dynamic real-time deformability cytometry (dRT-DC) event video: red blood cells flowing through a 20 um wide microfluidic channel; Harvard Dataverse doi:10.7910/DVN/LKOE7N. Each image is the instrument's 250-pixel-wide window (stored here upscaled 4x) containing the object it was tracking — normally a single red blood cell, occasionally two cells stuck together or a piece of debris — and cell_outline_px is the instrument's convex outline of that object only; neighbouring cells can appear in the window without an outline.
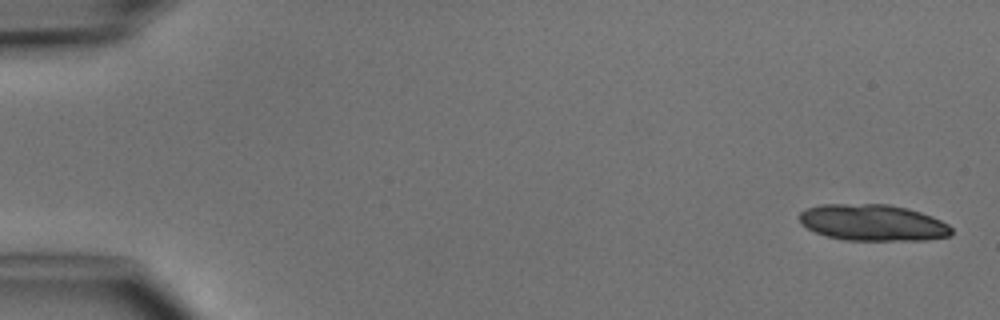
{"species": "common noctule bat (a hibernating species)", "species_latin": "Nyctalus noctula", "temperature_condition": "cold", "stored_images_in_passage": 6, "camera_frame_rate_fps": 3000, "um_per_image_px": 0.085, "animal": {"sex": "male", "body_mass_g": 15.6}, "frame": {"image": 1, "passage_image": 1, "time_ms": 0.0, "image_size_px": [1000, 320], "cell_outline_px": [[952, 236], [928, 240], [844, 240], [828, 236], [816, 232], [800, 224], [800, 212], [804, 208], [820, 204], [888, 204], [908, 208], [932, 216], [948, 224], [952, 228]], "centroid_in_image_um": [74.2, 18.92], "position_along_channel_um": 10.8, "area_um2": 32.48}}